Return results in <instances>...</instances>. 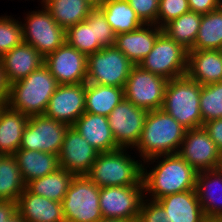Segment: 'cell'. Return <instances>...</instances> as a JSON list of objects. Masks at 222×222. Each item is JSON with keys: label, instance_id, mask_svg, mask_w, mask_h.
I'll return each instance as SVG.
<instances>
[{"label": "cell", "instance_id": "1", "mask_svg": "<svg viewBox=\"0 0 222 222\" xmlns=\"http://www.w3.org/2000/svg\"><path fill=\"white\" fill-rule=\"evenodd\" d=\"M197 173L178 153L152 157L143 162L145 198L156 201L164 196L195 190Z\"/></svg>", "mask_w": 222, "mask_h": 222}, {"label": "cell", "instance_id": "2", "mask_svg": "<svg viewBox=\"0 0 222 222\" xmlns=\"http://www.w3.org/2000/svg\"><path fill=\"white\" fill-rule=\"evenodd\" d=\"M186 129L162 109L148 111L144 127L133 149L141 160L178 153Z\"/></svg>", "mask_w": 222, "mask_h": 222}, {"label": "cell", "instance_id": "3", "mask_svg": "<svg viewBox=\"0 0 222 222\" xmlns=\"http://www.w3.org/2000/svg\"><path fill=\"white\" fill-rule=\"evenodd\" d=\"M58 82L43 65L29 76L9 86L7 105L26 116L44 115Z\"/></svg>", "mask_w": 222, "mask_h": 222}, {"label": "cell", "instance_id": "4", "mask_svg": "<svg viewBox=\"0 0 222 222\" xmlns=\"http://www.w3.org/2000/svg\"><path fill=\"white\" fill-rule=\"evenodd\" d=\"M129 151L119 148L99 153L86 176L99 188L143 184V162Z\"/></svg>", "mask_w": 222, "mask_h": 222}, {"label": "cell", "instance_id": "5", "mask_svg": "<svg viewBox=\"0 0 222 222\" xmlns=\"http://www.w3.org/2000/svg\"><path fill=\"white\" fill-rule=\"evenodd\" d=\"M201 87V84L191 80L187 75L168 80L161 109L186 130L201 128Z\"/></svg>", "mask_w": 222, "mask_h": 222}, {"label": "cell", "instance_id": "6", "mask_svg": "<svg viewBox=\"0 0 222 222\" xmlns=\"http://www.w3.org/2000/svg\"><path fill=\"white\" fill-rule=\"evenodd\" d=\"M100 188L86 175L74 176L62 200L65 222H99Z\"/></svg>", "mask_w": 222, "mask_h": 222}, {"label": "cell", "instance_id": "7", "mask_svg": "<svg viewBox=\"0 0 222 222\" xmlns=\"http://www.w3.org/2000/svg\"><path fill=\"white\" fill-rule=\"evenodd\" d=\"M134 64L114 45L87 56L86 83L124 88Z\"/></svg>", "mask_w": 222, "mask_h": 222}, {"label": "cell", "instance_id": "8", "mask_svg": "<svg viewBox=\"0 0 222 222\" xmlns=\"http://www.w3.org/2000/svg\"><path fill=\"white\" fill-rule=\"evenodd\" d=\"M139 66L167 80L186 76L188 50L162 32Z\"/></svg>", "mask_w": 222, "mask_h": 222}, {"label": "cell", "instance_id": "9", "mask_svg": "<svg viewBox=\"0 0 222 222\" xmlns=\"http://www.w3.org/2000/svg\"><path fill=\"white\" fill-rule=\"evenodd\" d=\"M42 9L29 11L22 23L23 42L33 46L44 58L66 42L60 27L42 4Z\"/></svg>", "mask_w": 222, "mask_h": 222}, {"label": "cell", "instance_id": "10", "mask_svg": "<svg viewBox=\"0 0 222 222\" xmlns=\"http://www.w3.org/2000/svg\"><path fill=\"white\" fill-rule=\"evenodd\" d=\"M167 82L166 78L134 65L124 87L125 98L148 111L159 110L163 105Z\"/></svg>", "mask_w": 222, "mask_h": 222}, {"label": "cell", "instance_id": "11", "mask_svg": "<svg viewBox=\"0 0 222 222\" xmlns=\"http://www.w3.org/2000/svg\"><path fill=\"white\" fill-rule=\"evenodd\" d=\"M99 197L103 218L137 222L145 198L144 185L101 187Z\"/></svg>", "mask_w": 222, "mask_h": 222}, {"label": "cell", "instance_id": "12", "mask_svg": "<svg viewBox=\"0 0 222 222\" xmlns=\"http://www.w3.org/2000/svg\"><path fill=\"white\" fill-rule=\"evenodd\" d=\"M69 125L45 115L30 116L19 149L59 155Z\"/></svg>", "mask_w": 222, "mask_h": 222}, {"label": "cell", "instance_id": "13", "mask_svg": "<svg viewBox=\"0 0 222 222\" xmlns=\"http://www.w3.org/2000/svg\"><path fill=\"white\" fill-rule=\"evenodd\" d=\"M148 110L132 104L125 97L107 116L119 148L134 149L139 142Z\"/></svg>", "mask_w": 222, "mask_h": 222}, {"label": "cell", "instance_id": "14", "mask_svg": "<svg viewBox=\"0 0 222 222\" xmlns=\"http://www.w3.org/2000/svg\"><path fill=\"white\" fill-rule=\"evenodd\" d=\"M178 154L197 172L221 168L222 153L203 127L186 130Z\"/></svg>", "mask_w": 222, "mask_h": 222}, {"label": "cell", "instance_id": "15", "mask_svg": "<svg viewBox=\"0 0 222 222\" xmlns=\"http://www.w3.org/2000/svg\"><path fill=\"white\" fill-rule=\"evenodd\" d=\"M44 65L59 85L80 84L87 81V55L66 42L45 57Z\"/></svg>", "mask_w": 222, "mask_h": 222}, {"label": "cell", "instance_id": "16", "mask_svg": "<svg viewBox=\"0 0 222 222\" xmlns=\"http://www.w3.org/2000/svg\"><path fill=\"white\" fill-rule=\"evenodd\" d=\"M98 154L96 148L91 146L73 126H69L58 155L59 165L75 176L86 175Z\"/></svg>", "mask_w": 222, "mask_h": 222}, {"label": "cell", "instance_id": "17", "mask_svg": "<svg viewBox=\"0 0 222 222\" xmlns=\"http://www.w3.org/2000/svg\"><path fill=\"white\" fill-rule=\"evenodd\" d=\"M85 112V83L58 85L45 116L72 126Z\"/></svg>", "mask_w": 222, "mask_h": 222}, {"label": "cell", "instance_id": "18", "mask_svg": "<svg viewBox=\"0 0 222 222\" xmlns=\"http://www.w3.org/2000/svg\"><path fill=\"white\" fill-rule=\"evenodd\" d=\"M195 191L209 222L222 221V168L198 172Z\"/></svg>", "mask_w": 222, "mask_h": 222}, {"label": "cell", "instance_id": "19", "mask_svg": "<svg viewBox=\"0 0 222 222\" xmlns=\"http://www.w3.org/2000/svg\"><path fill=\"white\" fill-rule=\"evenodd\" d=\"M7 83L19 81L44 65L45 58L31 45L22 42L0 57Z\"/></svg>", "mask_w": 222, "mask_h": 222}, {"label": "cell", "instance_id": "20", "mask_svg": "<svg viewBox=\"0 0 222 222\" xmlns=\"http://www.w3.org/2000/svg\"><path fill=\"white\" fill-rule=\"evenodd\" d=\"M163 29L155 24H144L134 31L116 35L115 46L134 64L150 53Z\"/></svg>", "mask_w": 222, "mask_h": 222}, {"label": "cell", "instance_id": "21", "mask_svg": "<svg viewBox=\"0 0 222 222\" xmlns=\"http://www.w3.org/2000/svg\"><path fill=\"white\" fill-rule=\"evenodd\" d=\"M17 211L25 222H65L61 202L36 195L27 188L19 196Z\"/></svg>", "mask_w": 222, "mask_h": 222}, {"label": "cell", "instance_id": "22", "mask_svg": "<svg viewBox=\"0 0 222 222\" xmlns=\"http://www.w3.org/2000/svg\"><path fill=\"white\" fill-rule=\"evenodd\" d=\"M156 201L166 212L168 222H209L195 190L164 196Z\"/></svg>", "mask_w": 222, "mask_h": 222}, {"label": "cell", "instance_id": "23", "mask_svg": "<svg viewBox=\"0 0 222 222\" xmlns=\"http://www.w3.org/2000/svg\"><path fill=\"white\" fill-rule=\"evenodd\" d=\"M72 126L99 153L119 149L109 126L107 116L84 112Z\"/></svg>", "mask_w": 222, "mask_h": 222}, {"label": "cell", "instance_id": "24", "mask_svg": "<svg viewBox=\"0 0 222 222\" xmlns=\"http://www.w3.org/2000/svg\"><path fill=\"white\" fill-rule=\"evenodd\" d=\"M186 75L201 85L222 82L221 50H188Z\"/></svg>", "mask_w": 222, "mask_h": 222}, {"label": "cell", "instance_id": "25", "mask_svg": "<svg viewBox=\"0 0 222 222\" xmlns=\"http://www.w3.org/2000/svg\"><path fill=\"white\" fill-rule=\"evenodd\" d=\"M16 158L25 184L46 176L60 168L58 155L43 151L19 149L13 155Z\"/></svg>", "mask_w": 222, "mask_h": 222}, {"label": "cell", "instance_id": "26", "mask_svg": "<svg viewBox=\"0 0 222 222\" xmlns=\"http://www.w3.org/2000/svg\"><path fill=\"white\" fill-rule=\"evenodd\" d=\"M29 116L8 105L0 114V153L14 155L19 150Z\"/></svg>", "mask_w": 222, "mask_h": 222}, {"label": "cell", "instance_id": "27", "mask_svg": "<svg viewBox=\"0 0 222 222\" xmlns=\"http://www.w3.org/2000/svg\"><path fill=\"white\" fill-rule=\"evenodd\" d=\"M124 97V88L85 83V112L108 116Z\"/></svg>", "mask_w": 222, "mask_h": 222}, {"label": "cell", "instance_id": "28", "mask_svg": "<svg viewBox=\"0 0 222 222\" xmlns=\"http://www.w3.org/2000/svg\"><path fill=\"white\" fill-rule=\"evenodd\" d=\"M42 4L65 30L85 21L93 8L86 0H44Z\"/></svg>", "mask_w": 222, "mask_h": 222}, {"label": "cell", "instance_id": "29", "mask_svg": "<svg viewBox=\"0 0 222 222\" xmlns=\"http://www.w3.org/2000/svg\"><path fill=\"white\" fill-rule=\"evenodd\" d=\"M74 176L60 167L46 176L31 180L26 184V188L36 195L62 202Z\"/></svg>", "mask_w": 222, "mask_h": 222}, {"label": "cell", "instance_id": "30", "mask_svg": "<svg viewBox=\"0 0 222 222\" xmlns=\"http://www.w3.org/2000/svg\"><path fill=\"white\" fill-rule=\"evenodd\" d=\"M100 8L116 35L134 31L144 25L127 0H105Z\"/></svg>", "mask_w": 222, "mask_h": 222}, {"label": "cell", "instance_id": "31", "mask_svg": "<svg viewBox=\"0 0 222 222\" xmlns=\"http://www.w3.org/2000/svg\"><path fill=\"white\" fill-rule=\"evenodd\" d=\"M222 5L207 14H202L194 46L190 50H221Z\"/></svg>", "mask_w": 222, "mask_h": 222}, {"label": "cell", "instance_id": "32", "mask_svg": "<svg viewBox=\"0 0 222 222\" xmlns=\"http://www.w3.org/2000/svg\"><path fill=\"white\" fill-rule=\"evenodd\" d=\"M201 19L202 14L189 11L170 21L162 29L170 39L190 50L195 44Z\"/></svg>", "mask_w": 222, "mask_h": 222}, {"label": "cell", "instance_id": "33", "mask_svg": "<svg viewBox=\"0 0 222 222\" xmlns=\"http://www.w3.org/2000/svg\"><path fill=\"white\" fill-rule=\"evenodd\" d=\"M25 188L16 158L4 155L0 160V200L17 202Z\"/></svg>", "mask_w": 222, "mask_h": 222}, {"label": "cell", "instance_id": "34", "mask_svg": "<svg viewBox=\"0 0 222 222\" xmlns=\"http://www.w3.org/2000/svg\"><path fill=\"white\" fill-rule=\"evenodd\" d=\"M65 37L67 44L87 56L102 49L98 40H95L94 23L86 20L67 28Z\"/></svg>", "mask_w": 222, "mask_h": 222}, {"label": "cell", "instance_id": "35", "mask_svg": "<svg viewBox=\"0 0 222 222\" xmlns=\"http://www.w3.org/2000/svg\"><path fill=\"white\" fill-rule=\"evenodd\" d=\"M200 112L203 123L222 118V82L202 85Z\"/></svg>", "mask_w": 222, "mask_h": 222}, {"label": "cell", "instance_id": "36", "mask_svg": "<svg viewBox=\"0 0 222 222\" xmlns=\"http://www.w3.org/2000/svg\"><path fill=\"white\" fill-rule=\"evenodd\" d=\"M22 22L13 16H0V57L23 42Z\"/></svg>", "mask_w": 222, "mask_h": 222}, {"label": "cell", "instance_id": "37", "mask_svg": "<svg viewBox=\"0 0 222 222\" xmlns=\"http://www.w3.org/2000/svg\"><path fill=\"white\" fill-rule=\"evenodd\" d=\"M86 21L88 23H94L95 40H98L102 48L115 45L116 34L107 22V18L100 7H93Z\"/></svg>", "mask_w": 222, "mask_h": 222}, {"label": "cell", "instance_id": "38", "mask_svg": "<svg viewBox=\"0 0 222 222\" xmlns=\"http://www.w3.org/2000/svg\"><path fill=\"white\" fill-rule=\"evenodd\" d=\"M190 11L188 0H160L157 26L163 28L170 21Z\"/></svg>", "mask_w": 222, "mask_h": 222}, {"label": "cell", "instance_id": "39", "mask_svg": "<svg viewBox=\"0 0 222 222\" xmlns=\"http://www.w3.org/2000/svg\"><path fill=\"white\" fill-rule=\"evenodd\" d=\"M127 2L144 24L157 25L159 5L157 0H127Z\"/></svg>", "mask_w": 222, "mask_h": 222}, {"label": "cell", "instance_id": "40", "mask_svg": "<svg viewBox=\"0 0 222 222\" xmlns=\"http://www.w3.org/2000/svg\"><path fill=\"white\" fill-rule=\"evenodd\" d=\"M137 222H168L167 214L157 201L144 198Z\"/></svg>", "mask_w": 222, "mask_h": 222}, {"label": "cell", "instance_id": "41", "mask_svg": "<svg viewBox=\"0 0 222 222\" xmlns=\"http://www.w3.org/2000/svg\"><path fill=\"white\" fill-rule=\"evenodd\" d=\"M202 127L222 153V118L207 121Z\"/></svg>", "mask_w": 222, "mask_h": 222}, {"label": "cell", "instance_id": "42", "mask_svg": "<svg viewBox=\"0 0 222 222\" xmlns=\"http://www.w3.org/2000/svg\"><path fill=\"white\" fill-rule=\"evenodd\" d=\"M190 11L207 14L222 5V0H188Z\"/></svg>", "mask_w": 222, "mask_h": 222}, {"label": "cell", "instance_id": "43", "mask_svg": "<svg viewBox=\"0 0 222 222\" xmlns=\"http://www.w3.org/2000/svg\"><path fill=\"white\" fill-rule=\"evenodd\" d=\"M17 211V202L0 200V222H5Z\"/></svg>", "mask_w": 222, "mask_h": 222}, {"label": "cell", "instance_id": "44", "mask_svg": "<svg viewBox=\"0 0 222 222\" xmlns=\"http://www.w3.org/2000/svg\"><path fill=\"white\" fill-rule=\"evenodd\" d=\"M9 84L7 83L5 73L0 61V99H8L9 97Z\"/></svg>", "mask_w": 222, "mask_h": 222}, {"label": "cell", "instance_id": "45", "mask_svg": "<svg viewBox=\"0 0 222 222\" xmlns=\"http://www.w3.org/2000/svg\"><path fill=\"white\" fill-rule=\"evenodd\" d=\"M5 222H25L24 219L21 217L18 211H16L8 220Z\"/></svg>", "mask_w": 222, "mask_h": 222}, {"label": "cell", "instance_id": "46", "mask_svg": "<svg viewBox=\"0 0 222 222\" xmlns=\"http://www.w3.org/2000/svg\"><path fill=\"white\" fill-rule=\"evenodd\" d=\"M93 7H100L104 3L105 0H86Z\"/></svg>", "mask_w": 222, "mask_h": 222}, {"label": "cell", "instance_id": "47", "mask_svg": "<svg viewBox=\"0 0 222 222\" xmlns=\"http://www.w3.org/2000/svg\"><path fill=\"white\" fill-rule=\"evenodd\" d=\"M99 222H129L121 219L102 218Z\"/></svg>", "mask_w": 222, "mask_h": 222}, {"label": "cell", "instance_id": "48", "mask_svg": "<svg viewBox=\"0 0 222 222\" xmlns=\"http://www.w3.org/2000/svg\"><path fill=\"white\" fill-rule=\"evenodd\" d=\"M8 99H0V114L4 110V108L7 106Z\"/></svg>", "mask_w": 222, "mask_h": 222}, {"label": "cell", "instance_id": "49", "mask_svg": "<svg viewBox=\"0 0 222 222\" xmlns=\"http://www.w3.org/2000/svg\"><path fill=\"white\" fill-rule=\"evenodd\" d=\"M4 155L2 154V153H0V160H1V158L3 157Z\"/></svg>", "mask_w": 222, "mask_h": 222}]
</instances>
